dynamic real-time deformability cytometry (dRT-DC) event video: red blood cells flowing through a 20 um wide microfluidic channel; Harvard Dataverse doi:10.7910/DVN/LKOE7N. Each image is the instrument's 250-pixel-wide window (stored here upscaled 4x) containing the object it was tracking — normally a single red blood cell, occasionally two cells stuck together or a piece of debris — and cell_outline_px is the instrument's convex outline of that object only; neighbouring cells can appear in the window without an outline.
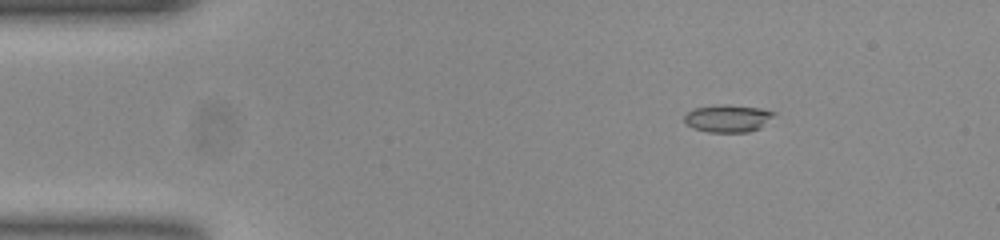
{"species": "common noctule bat (a hibernating species)", "species_latin": "Nyctalus noctula", "temperature_condition": "room temperature", "stored_images_in_passage": 52, "camera_frame_rate_fps": 3000, "um_per_image_px": 0.085, "animal": {"sex": "female", "body_mass_g": 23.0, "forearm_length_mm": 53.4}, "frame": {"image": 1, "passage_image": 7, "time_ms": 2.0, "image_size_px": [1000, 240], "cell_outline_px": [[776, 112], [760, 128], [748, 132], [708, 132], [692, 128], [684, 120], [684, 116], [692, 108], [720, 104], [728, 104], [760, 108]], "centroid_in_image_um": [61.83, 10.05], "position_along_channel_um": 23.2, "area_um2": 14.33}}
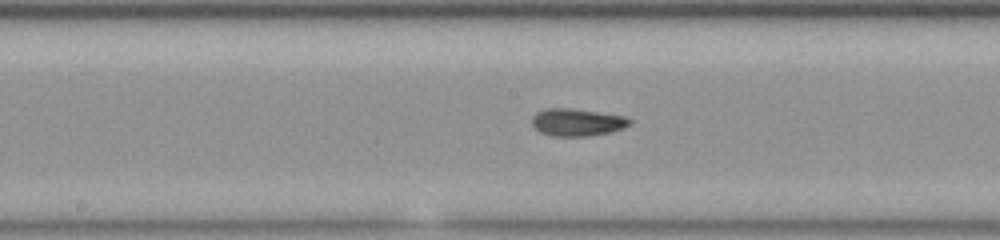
{"frame": {"image": 2, "passage_image": 26, "time_ms": 8.333, "image_size_px": [1000, 240], "cell_outline_px": [[632, 124], [624, 128], [608, 132], [588, 136], [552, 136], [540, 132], [532, 124], [532, 116], [536, 112], [544, 108], [572, 108], [628, 116], [632, 120]], "centroid_in_image_um": [49.08, 10.38], "position_along_channel_um": 199.1, "area_um2": 15.84}}
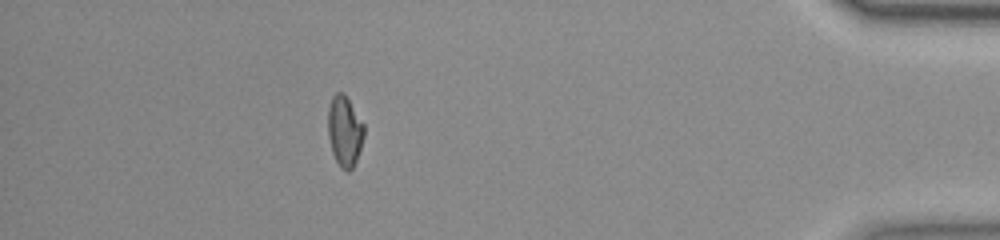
{"frame": {"image": 3, "passage_image": 46, "time_ms": 15.0, "image_size_px": [1000, 240], "cell_outline_px": [[364, 136], [356, 160], [352, 168], [348, 172], [340, 168], [332, 152], [328, 136], [328, 108], [332, 96], [336, 92], [344, 92], [364, 124]], "centroid_in_image_um": [29.28, 11.13], "position_along_channel_um": 405.9, "area_um2": 14.85}, "authors_computed_cell_mechanics": {"area_um2": 15.1147, "velocity_mm_per_s": 3.9069, "shape_relaxation_time_tau1_ms": 6.6274, "shape_relaxation_time_tau2_ms": 1.7113, "deformation_change_tau1": 0.1733, "deformation_change_tau2": 0.085}}